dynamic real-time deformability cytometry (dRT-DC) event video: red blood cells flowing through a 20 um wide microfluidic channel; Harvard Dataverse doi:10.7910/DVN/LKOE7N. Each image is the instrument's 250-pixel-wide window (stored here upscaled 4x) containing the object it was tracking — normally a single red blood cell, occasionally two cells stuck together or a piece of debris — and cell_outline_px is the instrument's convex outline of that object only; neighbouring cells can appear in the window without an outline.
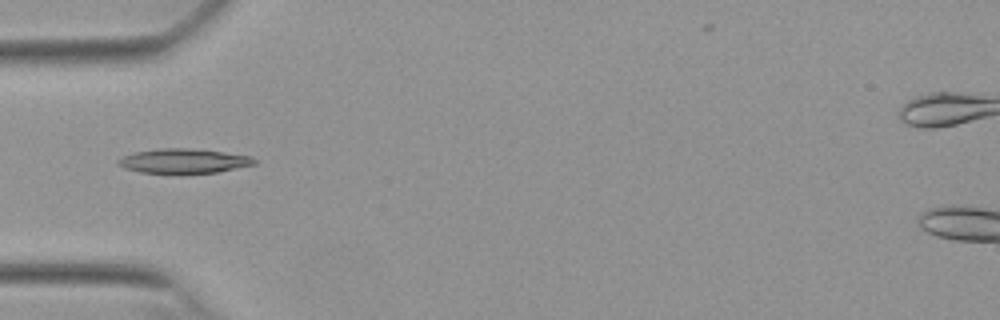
{"species": "Egyptian fruit bat (a non-hibernating species)", "species_latin": "Rousettus aegyptiacus", "temperature_condition": "warm", "stored_images_in_passage": 28, "camera_frame_rate_fps": 3000, "um_per_image_px": 0.085, "animal": {"sex": "female"}, "frame": {"image": 1, "passage_image": 1, "time_ms": 0.0, "image_size_px": [1000, 320], "cell_outline_px": [[256, 164], [216, 172], [140, 172], [124, 168], [116, 164], [116, 160], [120, 156], [136, 152], [160, 148], [192, 148], [224, 152], [252, 156], [256, 160]], "centroid_in_image_um": [15.58, 13.66], "position_along_channel_um": 69.4, "area_um2": 19.25}}
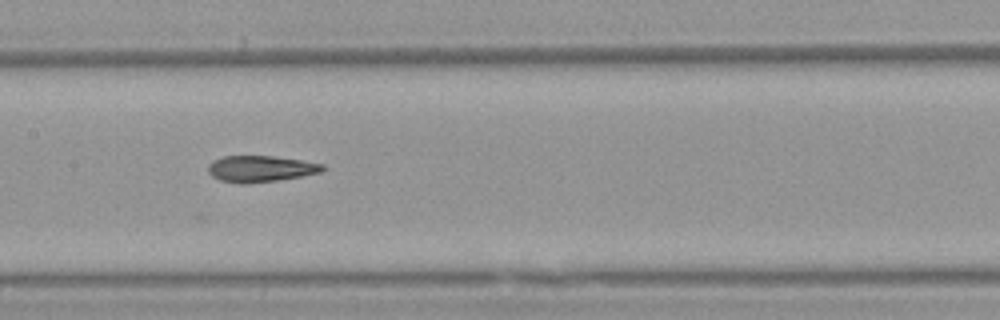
{"frame": {"image": 2, "passage_image": 10, "time_ms": 3.0, "image_size_px": [1000, 320], "cell_outline_px": [[324, 168], [320, 172], [300, 176], [276, 180], [248, 184], [244, 184], [220, 180], [212, 176], [208, 172], [208, 164], [212, 160], [224, 156], [272, 156], [300, 160], [324, 164]], "centroid_in_image_um": [22.09, 14.34], "position_along_channel_um": 185.3, "area_um2": 17.4}}
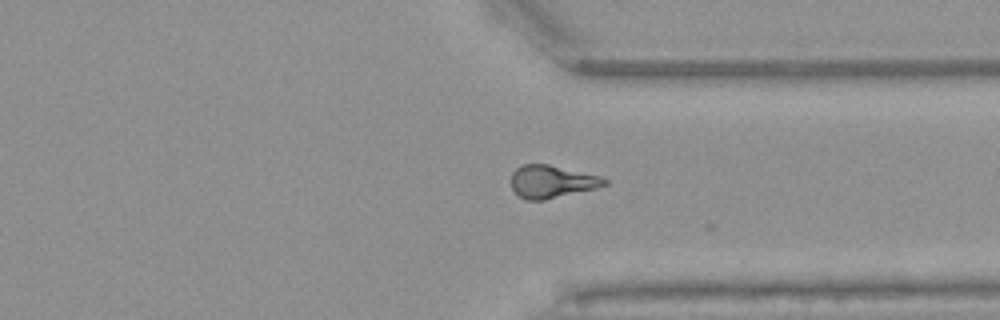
{"frame": {"image": 3, "passage_image": 24, "time_ms": 7.667, "image_size_px": [1000, 320], "cell_outline_px": [[608, 184], [596, 188], [544, 200], [524, 200], [512, 188], [512, 172], [516, 168], [524, 164], [548, 164], [600, 176], [608, 180]], "centroid_in_image_um": [46.9, 15.44], "position_along_channel_um": 364.5, "area_um2": 17.63}}